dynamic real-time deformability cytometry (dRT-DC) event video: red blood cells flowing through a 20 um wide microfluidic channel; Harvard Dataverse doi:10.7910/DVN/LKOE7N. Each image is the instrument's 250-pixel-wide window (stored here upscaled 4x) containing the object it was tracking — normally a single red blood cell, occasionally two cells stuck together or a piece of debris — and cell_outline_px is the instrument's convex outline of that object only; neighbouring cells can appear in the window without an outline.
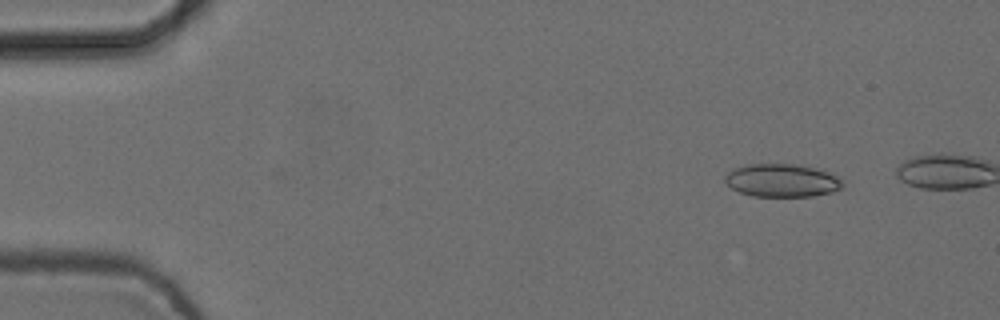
{"species": "common noctule bat (a hibernating species)", "species_latin": "Nyctalus noctula", "temperature_condition": "cold", "stored_images_in_passage": 4, "camera_frame_rate_fps": 3000, "um_per_image_px": 0.085, "animal": {"sex": "female", "body_mass_g": 24.6, "forearm_length_mm": 56.2}, "frame": {"image": 1, "passage_image": 1, "time_ms": 0.0, "image_size_px": [1000, 320], "cell_outline_px": [[844, 184], [840, 188], [832, 192], [812, 196], [752, 196], [740, 192], [732, 188], [724, 180], [724, 176], [732, 168], [744, 164], [796, 164], [820, 168], [840, 176]], "centroid_in_image_um": [66.49, 15.32], "position_along_channel_um": 18.5, "area_um2": 23.0}}